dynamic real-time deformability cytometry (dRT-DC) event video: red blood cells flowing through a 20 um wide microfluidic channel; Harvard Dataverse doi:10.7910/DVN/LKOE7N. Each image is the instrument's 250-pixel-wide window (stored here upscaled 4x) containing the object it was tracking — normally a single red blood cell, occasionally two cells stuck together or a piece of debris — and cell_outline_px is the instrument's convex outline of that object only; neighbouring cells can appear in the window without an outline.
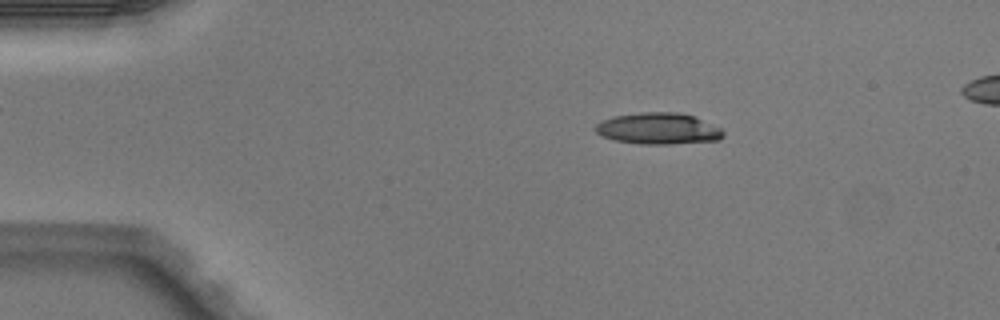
{"species": "Egyptian fruit bat (a non-hibernating species)", "species_latin": "Rousettus aegyptiacus", "temperature_condition": "warm", "stored_images_in_passage": 51, "camera_frame_rate_fps": 3000, "um_per_image_px": 0.085, "animal": {"sex": "male"}, "frame": {"image": 1, "passage_image": 9, "time_ms": 2.667, "image_size_px": [1000, 320], "cell_outline_px": [[724, 136], [720, 140], [668, 144], [640, 144], [616, 140], [600, 136], [596, 132], [596, 124], [600, 120], [612, 116], [640, 112], [680, 112], [696, 116], [720, 128], [724, 132]], "centroid_in_image_um": [55.95, 10.92], "position_along_channel_um": 29.0, "area_um2": 23.64}}
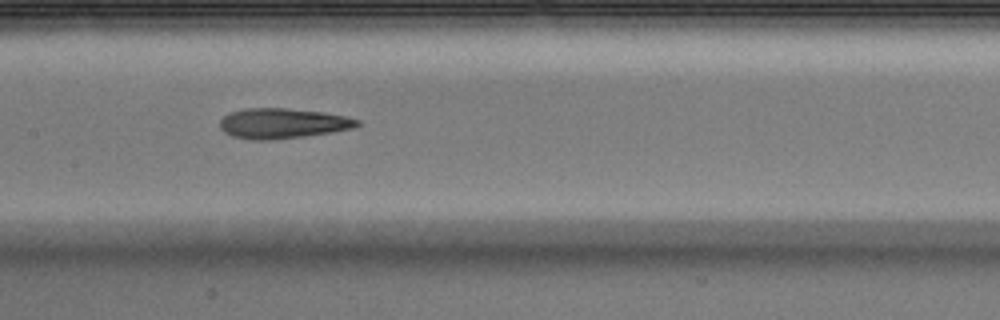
{"frame": {"image": 2, "passage_image": 25, "time_ms": 8.0, "image_size_px": [1000, 320], "cell_outline_px": [[360, 124], [352, 128], [332, 132], [304, 136], [272, 140], [252, 140], [232, 136], [224, 132], [220, 128], [220, 120], [228, 112], [244, 108], [288, 108], [324, 112], [344, 116], [360, 120]], "centroid_in_image_um": [23.99, 10.48], "position_along_channel_um": 183.4, "area_um2": 24.28}}
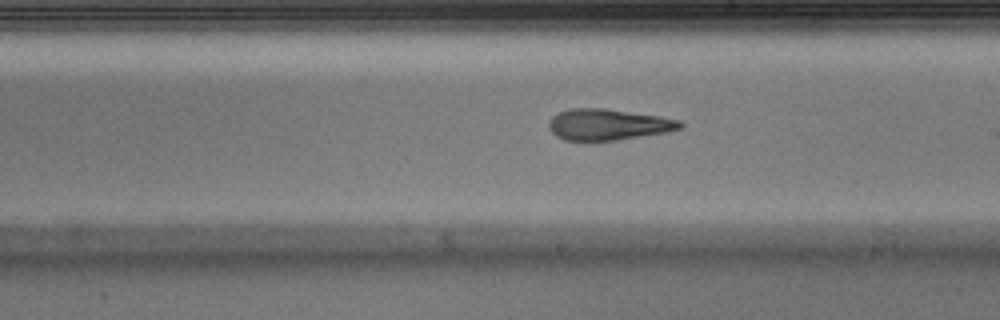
{"frame": {"image": 3, "passage_image": 29, "time_ms": 9.333, "image_size_px": [1000, 320], "cell_outline_px": [[684, 128], [668, 132], [616, 140], [564, 140], [556, 136], [552, 132], [548, 124], [552, 116], [560, 112], [572, 108], [604, 108], [660, 116], [680, 120], [684, 124]], "centroid_in_image_um": [51.73, 10.58], "position_along_channel_um": 237.3, "area_um2": 23.81}}